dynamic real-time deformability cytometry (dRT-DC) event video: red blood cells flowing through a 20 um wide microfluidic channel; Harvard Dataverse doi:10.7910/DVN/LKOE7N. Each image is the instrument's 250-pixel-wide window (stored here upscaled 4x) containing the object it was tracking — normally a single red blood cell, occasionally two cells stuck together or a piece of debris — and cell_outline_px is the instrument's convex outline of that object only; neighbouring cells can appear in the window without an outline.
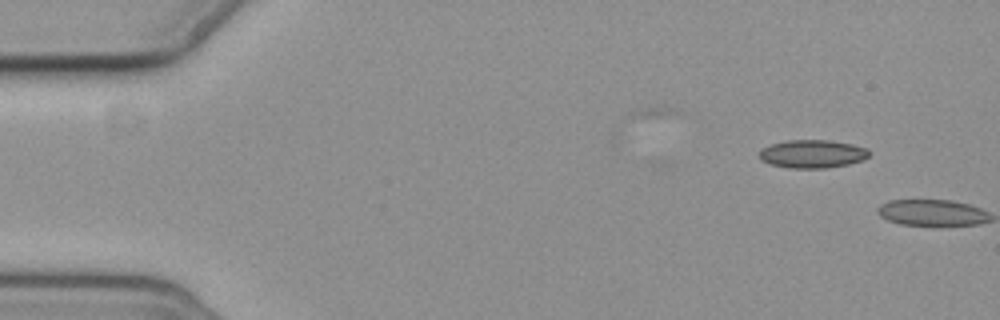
{"species": "common noctule bat (a hibernating species)", "species_latin": "Nyctalus noctula", "temperature_condition": "cold", "stored_images_in_passage": 2, "camera_frame_rate_fps": 3000, "um_per_image_px": 0.085, "animal": {"sex": "female", "body_mass_g": 19.3, "forearm_length_mm": 54.1}, "frame": {"image": 1, "passage_image": 1, "time_ms": 0.0, "image_size_px": [1000, 320], "cell_outline_px": [[872, 152], [864, 160], [848, 164], [824, 168], [788, 168], [768, 164], [760, 160], [760, 148], [772, 144], [788, 140], [828, 140], [852, 144], [868, 148]], "centroid_in_image_um": [69.06, 13.08], "position_along_channel_um": 15.9, "area_um2": 18.21}}